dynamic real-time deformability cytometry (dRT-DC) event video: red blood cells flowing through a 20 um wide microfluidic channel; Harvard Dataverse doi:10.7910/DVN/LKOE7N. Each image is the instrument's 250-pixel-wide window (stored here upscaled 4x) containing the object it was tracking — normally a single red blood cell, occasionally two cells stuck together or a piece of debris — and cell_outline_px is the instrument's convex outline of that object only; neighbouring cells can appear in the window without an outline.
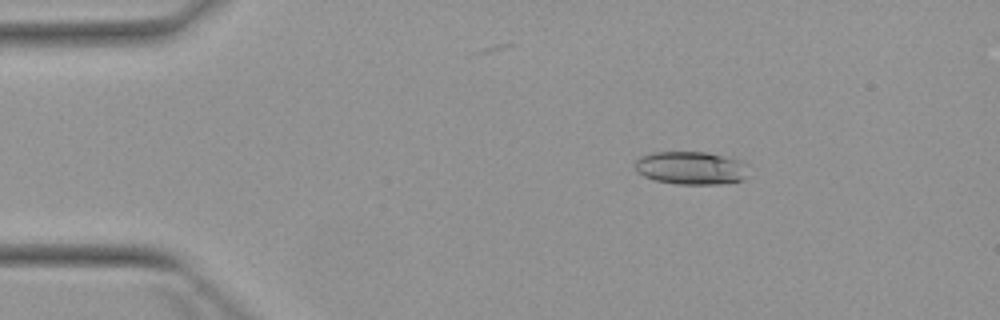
{"species": "Egyptian fruit bat (a non-hibernating species)", "species_latin": "Rousettus aegyptiacus", "temperature_condition": "warm", "stored_images_in_passage": 6, "camera_frame_rate_fps": 3000, "um_per_image_px": 0.085, "animal": {"sex": "female"}, "frame": {"image": 1, "passage_image": 3, "time_ms": 2.333, "image_size_px": [1000, 320], "cell_outline_px": [[748, 164], [744, 180], [724, 184], [676, 184], [656, 180], [644, 176], [636, 172], [632, 164], [640, 156], [652, 152], [704, 152], [744, 160]], "centroid_in_image_um": [58.73, 14.27], "position_along_channel_um": 26.3, "area_um2": 22.25}}
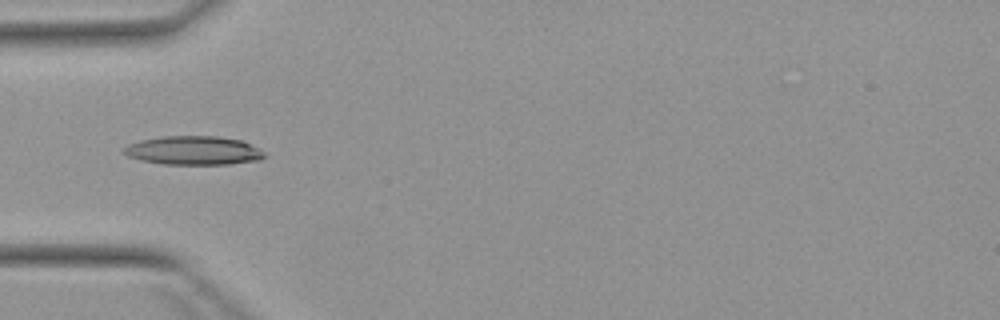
{"frame": {"image": 2, "passage_image": 5, "time_ms": 5.0, "image_size_px": [1000, 320], "cell_outline_px": [[264, 156], [260, 160], [228, 164], [164, 164], [140, 160], [128, 156], [124, 152], [124, 148], [128, 144], [140, 140], [164, 136], [216, 136], [240, 140], [260, 148], [264, 152]], "centroid_in_image_um": [16.45, 12.79], "position_along_channel_um": 68.5, "area_um2": 23.47}}
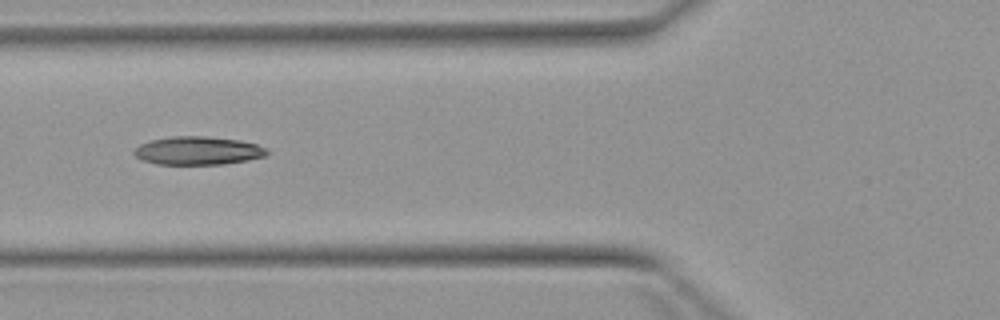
{"frame": {"image": 3, "passage_image": 6, "time_ms": 6.0, "image_size_px": [1000, 320], "cell_outline_px": [[268, 152], [264, 156], [248, 160], [224, 164], [156, 164], [140, 160], [132, 152], [140, 144], [152, 140], [172, 136], [204, 136], [240, 140], [256, 144], [268, 148]], "centroid_in_image_um": [16.82, 12.81], "position_along_channel_um": 109.0, "area_um2": 21.91}}